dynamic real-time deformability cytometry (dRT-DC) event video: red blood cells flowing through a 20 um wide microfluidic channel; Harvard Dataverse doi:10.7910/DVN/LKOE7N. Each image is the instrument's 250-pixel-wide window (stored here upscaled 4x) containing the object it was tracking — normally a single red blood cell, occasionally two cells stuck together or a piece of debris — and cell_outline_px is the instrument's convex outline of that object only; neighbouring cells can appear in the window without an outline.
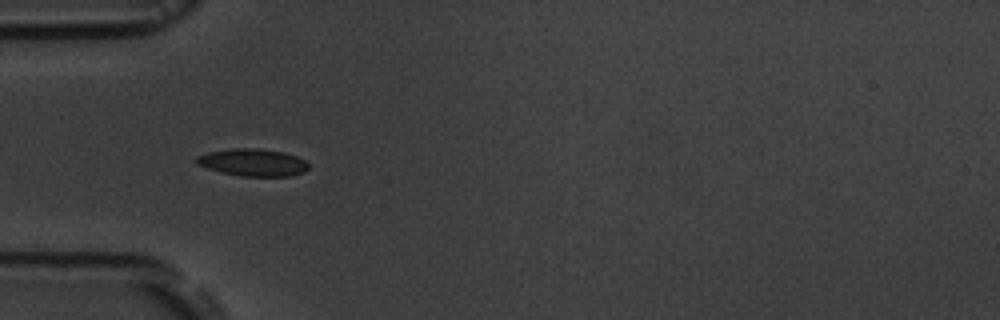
{"species": "common noctule bat (a hibernating species)", "species_latin": "Nyctalus noctula", "temperature_condition": "room temperature", "stored_images_in_passage": 1, "camera_frame_rate_fps": 3000, "um_per_image_px": 0.085, "animal": {"sex": "male", "body_mass_g": 19.5, "forearm_length_mm": 54.6}, "frame": {"image": 1, "passage_image": 1, "time_ms": 0.0, "image_size_px": [1000, 320], "cell_outline_px": [[308, 168], [304, 172], [288, 176], [240, 176], [220, 172], [196, 164], [196, 156], [208, 152], [228, 148], [256, 148], [284, 152], [296, 156], [304, 160], [308, 164]], "centroid_in_image_um": [21.46, 13.8], "position_along_channel_um": 63.5, "area_um2": 17.86}}